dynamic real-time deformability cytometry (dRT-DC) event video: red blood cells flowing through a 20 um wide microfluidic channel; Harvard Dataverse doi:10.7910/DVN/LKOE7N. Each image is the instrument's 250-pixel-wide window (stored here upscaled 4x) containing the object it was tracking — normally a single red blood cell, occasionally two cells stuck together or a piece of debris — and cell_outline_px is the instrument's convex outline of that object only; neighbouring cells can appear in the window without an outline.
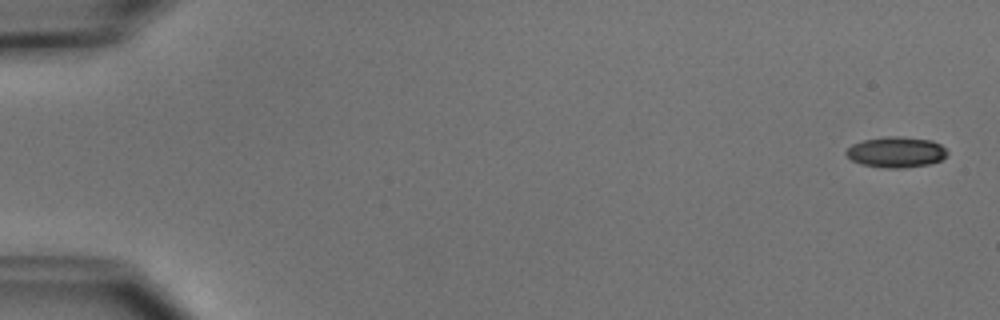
{"species": "common noctule bat (a hibernating species)", "species_latin": "Nyctalus noctula", "temperature_condition": "cold", "stored_images_in_passage": 5, "segment_of_instrument_passage": [1, 2], "camera_frame_rate_fps": 3000, "um_per_image_px": 0.085, "animal": {"sex": "male", "body_mass_g": 15.6}, "frame": {"image": 1, "passage_image": 1, "time_ms": 0.0, "image_size_px": [1000, 320], "cell_outline_px": [[948, 152], [940, 160], [928, 164], [904, 168], [888, 168], [860, 164], [852, 160], [844, 152], [852, 144], [864, 140], [884, 136], [900, 136], [932, 140], [940, 144]], "centroid_in_image_um": [76.15, 12.92], "position_along_channel_um": 8.8, "area_um2": 18.03}}
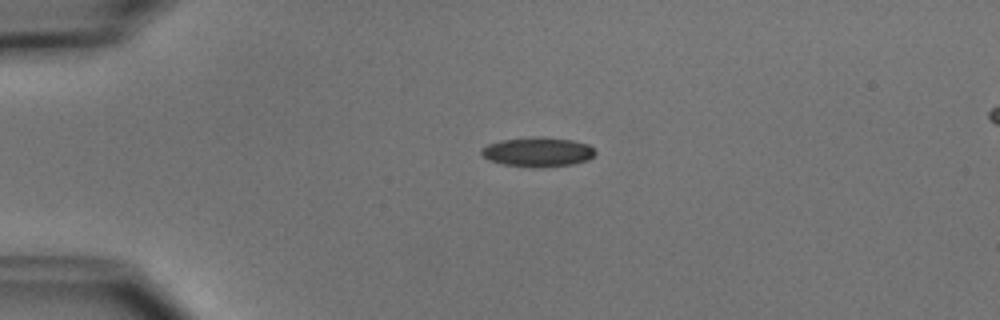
{"frame": {"image": 2, "passage_image": 4, "time_ms": 3.667, "image_size_px": [1000, 320], "cell_outline_px": [[596, 152], [588, 160], [572, 164], [532, 168], [500, 164], [488, 160], [480, 152], [480, 148], [488, 144], [500, 140], [572, 140], [588, 144]], "centroid_in_image_um": [45.66, 12.98], "position_along_channel_um": 39.3, "area_um2": 18.61}}